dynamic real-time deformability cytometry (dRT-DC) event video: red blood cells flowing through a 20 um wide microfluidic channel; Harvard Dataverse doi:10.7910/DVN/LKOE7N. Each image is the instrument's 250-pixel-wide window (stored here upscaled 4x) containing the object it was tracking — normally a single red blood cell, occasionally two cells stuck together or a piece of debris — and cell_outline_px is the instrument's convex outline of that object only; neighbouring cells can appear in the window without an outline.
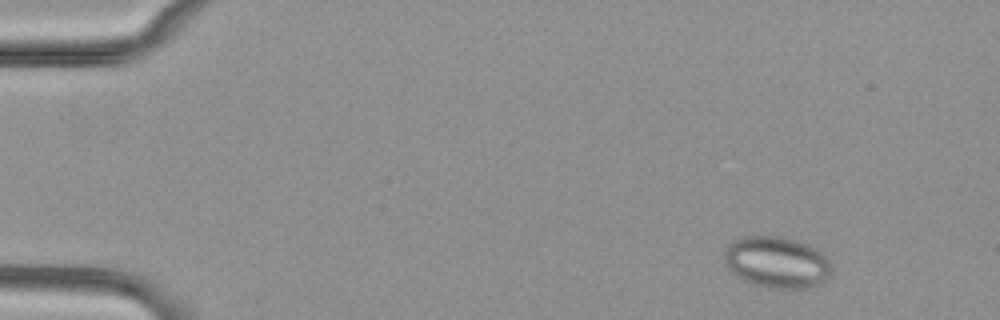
{"species": "common noctule bat (a hibernating species)", "species_latin": "Nyctalus noctula", "temperature_condition": "cold", "stored_images_in_passage": 9, "camera_frame_rate_fps": 3000, "um_per_image_px": 0.085, "animal": {"sex": "female", "body_mass_g": 29.2, "forearm_length_mm": 56.3}, "frame": {"image": 1, "passage_image": 2, "time_ms": 0.333, "image_size_px": [1000, 320], "cell_outline_px": [[832, 276], [820, 284], [808, 288], [772, 288], [752, 284], [736, 276], [728, 268], [724, 260], [724, 252], [728, 244], [744, 236], [780, 236], [796, 240], [808, 244], [820, 252], [828, 260], [832, 268]], "centroid_in_image_um": [66.04, 22.3], "position_along_channel_um": 19.0, "area_um2": 32.31}}